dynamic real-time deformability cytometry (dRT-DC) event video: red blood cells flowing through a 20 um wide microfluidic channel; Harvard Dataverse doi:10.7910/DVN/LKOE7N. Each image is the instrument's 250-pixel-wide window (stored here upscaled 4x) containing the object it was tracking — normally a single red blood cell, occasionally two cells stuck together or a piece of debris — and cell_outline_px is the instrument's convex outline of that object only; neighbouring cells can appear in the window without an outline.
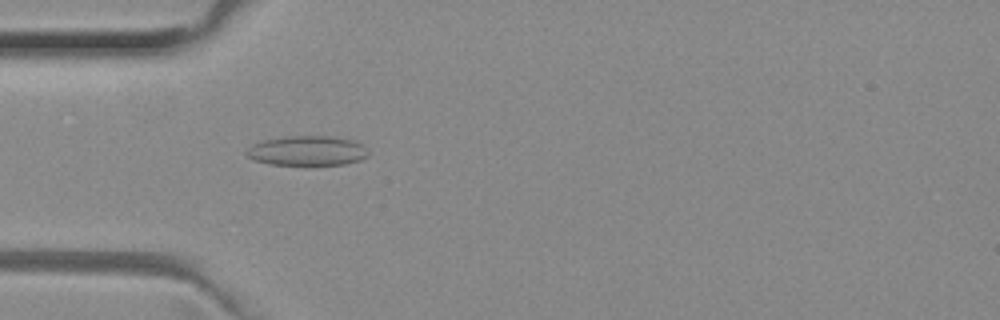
{"species": "common noctule bat (a hibernating species)", "species_latin": "Nyctalus noctula", "temperature_condition": "room temperature", "stored_images_in_passage": 51, "camera_frame_rate_fps": 3000, "um_per_image_px": 0.085, "animal": {"sex": "female", "body_mass_g": 29.2, "forearm_length_mm": 56.3}, "frame": {"image": 1, "passage_image": 15, "time_ms": 4.667, "image_size_px": [1000, 320], "cell_outline_px": [[368, 156], [360, 160], [344, 164], [304, 168], [268, 164], [252, 160], [244, 152], [252, 144], [264, 140], [288, 136], [328, 136], [352, 140], [364, 144], [368, 152]], "centroid_in_image_um": [26.1, 12.87], "position_along_channel_um": 58.9, "area_um2": 22.14}}
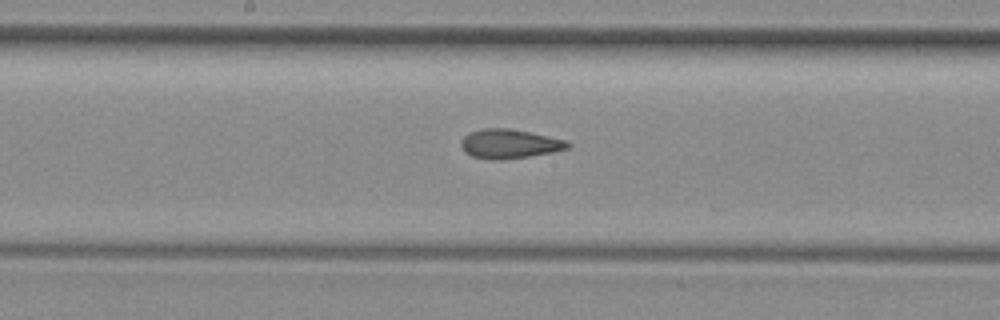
{"frame": {"image": 2, "passage_image": 26, "time_ms": 8.333, "image_size_px": [1000, 320], "cell_outline_px": [[572, 144], [568, 148], [552, 152], [528, 156], [500, 160], [492, 160], [472, 156], [464, 152], [460, 144], [460, 140], [468, 132], [484, 128], [508, 128], [568, 140]], "centroid_in_image_um": [43.27, 12.22], "position_along_channel_um": 204.9, "area_um2": 18.21}}
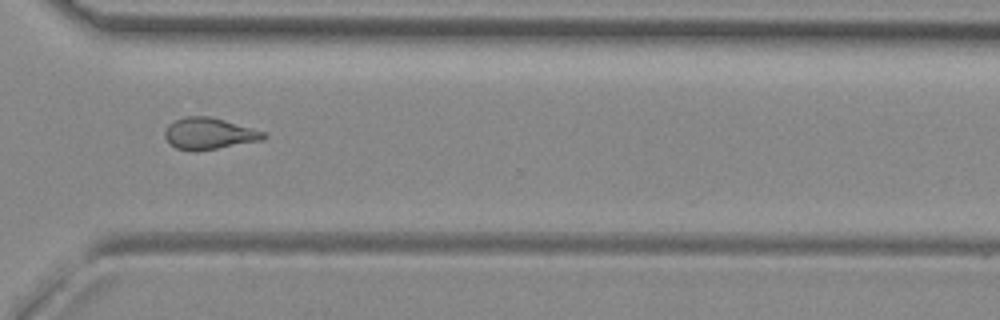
{"frame": {"image": 3, "passage_image": 37, "time_ms": 12.0, "image_size_px": [1000, 320], "cell_outline_px": [[268, 136], [264, 140], [196, 152], [192, 152], [176, 148], [168, 144], [164, 136], [164, 132], [168, 124], [184, 116], [208, 116], [224, 120], [268, 132]], "centroid_in_image_um": [17.78, 11.37], "position_along_channel_um": 352.8, "area_um2": 18.55}, "authors_computed_cell_mechanics": {"area_um2": 18.3804, "velocity_mm_per_s": 4.038, "shape_relaxation_time_tau1_ms": null, "shape_relaxation_time_tau2_ms": 2.1846, "deformation_change_tau1": null, "deformation_change_tau2": 0.0845}}